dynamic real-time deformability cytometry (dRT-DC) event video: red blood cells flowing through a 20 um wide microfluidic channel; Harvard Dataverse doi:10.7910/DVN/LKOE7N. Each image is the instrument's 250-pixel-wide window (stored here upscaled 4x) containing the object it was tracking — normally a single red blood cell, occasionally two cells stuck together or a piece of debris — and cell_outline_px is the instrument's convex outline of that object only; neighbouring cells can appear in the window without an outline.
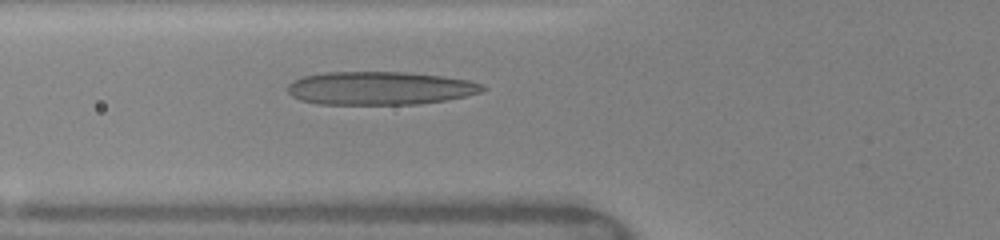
{"species": "human", "species_latin": "Homo sapiens", "temperature_condition": "warm", "stored_images_in_passage": 7, "camera_frame_rate_fps": 3000, "um_per_image_px": 0.085, "donor": {"sex": "female"}, "frame": {"image": 1, "passage_image": 7, "time_ms": 5.0, "image_size_px": [1000, 240], "cell_outline_px": [[484, 88], [480, 92], [464, 96], [444, 100], [420, 104], [320, 104], [300, 100], [292, 96], [288, 92], [288, 84], [292, 80], [304, 76], [324, 72], [404, 72], [444, 76], [468, 80], [484, 84]], "centroid_in_image_um": [32.26, 7.49], "position_along_channel_um": 93.5, "area_um2": 37.74}}